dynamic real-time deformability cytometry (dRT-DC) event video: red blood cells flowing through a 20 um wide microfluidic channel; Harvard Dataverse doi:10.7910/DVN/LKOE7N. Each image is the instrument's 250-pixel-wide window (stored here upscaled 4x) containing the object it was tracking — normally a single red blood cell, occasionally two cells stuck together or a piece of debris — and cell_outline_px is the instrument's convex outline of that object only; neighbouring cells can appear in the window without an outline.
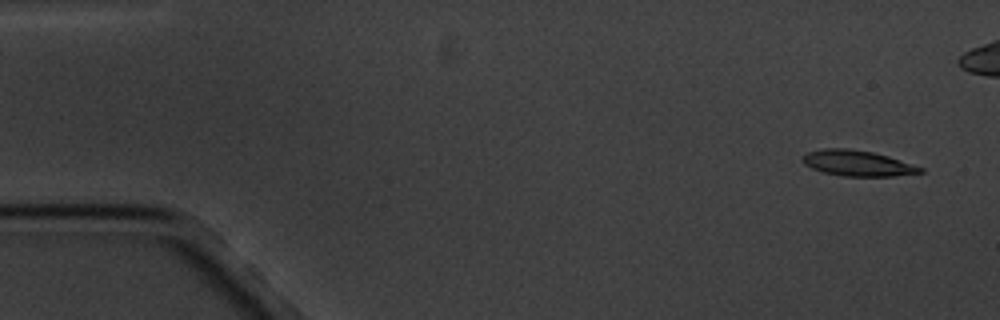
{"species": "common noctule bat (a hibernating species)", "species_latin": "Nyctalus noctula", "temperature_condition": "cold", "stored_images_in_passage": 5, "camera_frame_rate_fps": 3000, "um_per_image_px": 0.085, "animal": {"sex": "male", "body_mass_g": 20.1, "forearm_length_mm": 53.5}, "frame": {"image": 1, "passage_image": 1, "time_ms": 0.0, "image_size_px": [1000, 320], "cell_outline_px": [[924, 172], [892, 176], [844, 176], [824, 172], [812, 168], [804, 164], [800, 160], [808, 152], [824, 148], [848, 148], [872, 152], [888, 156], [924, 168]], "centroid_in_image_um": [72.88, 13.87], "position_along_channel_um": 12.1, "area_um2": 17.46}}